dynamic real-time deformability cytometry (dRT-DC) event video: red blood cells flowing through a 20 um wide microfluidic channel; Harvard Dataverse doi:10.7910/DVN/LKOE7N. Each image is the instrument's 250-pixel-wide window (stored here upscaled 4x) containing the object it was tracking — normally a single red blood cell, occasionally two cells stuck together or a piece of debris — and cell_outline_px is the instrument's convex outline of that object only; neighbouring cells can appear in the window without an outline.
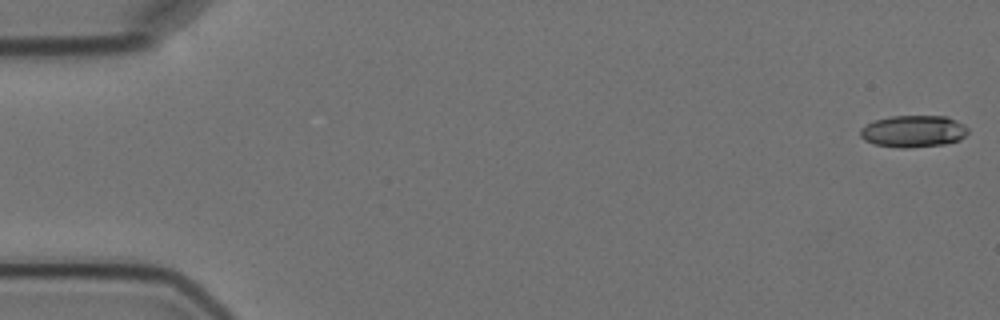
{"species": "Egyptian fruit bat (a non-hibernating species)", "species_latin": "Rousettus aegyptiacus", "temperature_condition": "cold", "stored_images_in_passage": 6, "camera_frame_rate_fps": 3000, "um_per_image_px": 0.085, "animal": {"sex": "female"}, "frame": {"image": 1, "passage_image": 1, "time_ms": 0.0, "image_size_px": [1000, 320], "cell_outline_px": [[968, 132], [960, 140], [944, 144], [908, 148], [900, 148], [876, 144], [864, 140], [860, 136], [860, 128], [876, 120], [892, 116], [948, 116], [964, 124], [968, 128]], "centroid_in_image_um": [77.66, 11.16], "position_along_channel_um": 7.3, "area_um2": 20.0}}
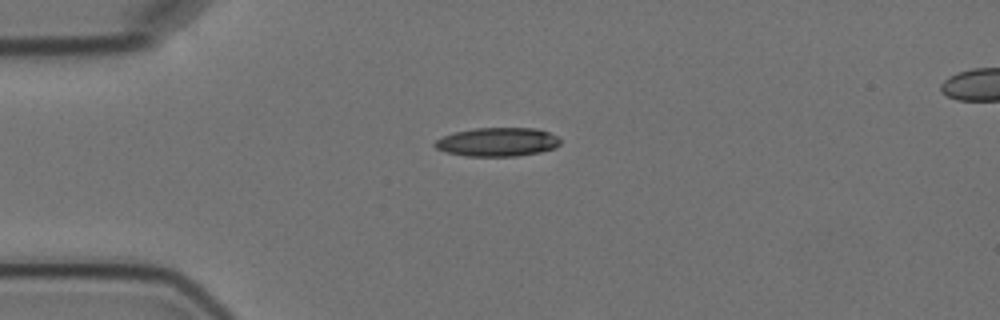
{"frame": {"image": 2, "passage_image": 4, "time_ms": 4.333, "image_size_px": [1000, 320], "cell_outline_px": [[560, 144], [556, 148], [540, 152], [516, 156], [468, 156], [448, 152], [436, 148], [432, 144], [436, 140], [444, 136], [456, 132], [476, 128], [536, 128], [548, 132], [556, 136], [560, 140]], "centroid_in_image_um": [42.31, 12.07], "position_along_channel_um": 42.7, "area_um2": 20.87}}